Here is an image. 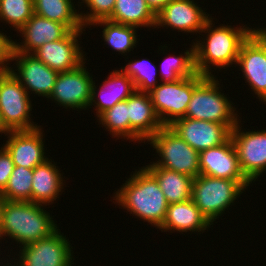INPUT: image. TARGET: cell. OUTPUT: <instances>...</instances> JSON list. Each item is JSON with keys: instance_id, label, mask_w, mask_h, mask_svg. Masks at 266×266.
<instances>
[{"instance_id": "ac0fdd59", "label": "cell", "mask_w": 266, "mask_h": 266, "mask_svg": "<svg viewBox=\"0 0 266 266\" xmlns=\"http://www.w3.org/2000/svg\"><path fill=\"white\" fill-rule=\"evenodd\" d=\"M40 127L32 130L10 131L7 134L8 140L3 146L10 153L15 166L34 169L48 159L44 155V136Z\"/></svg>"}, {"instance_id": "4316f807", "label": "cell", "mask_w": 266, "mask_h": 266, "mask_svg": "<svg viewBox=\"0 0 266 266\" xmlns=\"http://www.w3.org/2000/svg\"><path fill=\"white\" fill-rule=\"evenodd\" d=\"M97 24L104 26L102 37L106 42L105 45H110L116 52L126 55L136 47V43H138L136 27L116 23L108 19L96 21L91 25L95 26Z\"/></svg>"}, {"instance_id": "9c48e42d", "label": "cell", "mask_w": 266, "mask_h": 266, "mask_svg": "<svg viewBox=\"0 0 266 266\" xmlns=\"http://www.w3.org/2000/svg\"><path fill=\"white\" fill-rule=\"evenodd\" d=\"M236 64L253 93L266 104V27L255 29L242 44Z\"/></svg>"}, {"instance_id": "9a60e30c", "label": "cell", "mask_w": 266, "mask_h": 266, "mask_svg": "<svg viewBox=\"0 0 266 266\" xmlns=\"http://www.w3.org/2000/svg\"><path fill=\"white\" fill-rule=\"evenodd\" d=\"M169 127L198 152L224 144L231 137L224 124L187 117L176 119Z\"/></svg>"}, {"instance_id": "7402d4cb", "label": "cell", "mask_w": 266, "mask_h": 266, "mask_svg": "<svg viewBox=\"0 0 266 266\" xmlns=\"http://www.w3.org/2000/svg\"><path fill=\"white\" fill-rule=\"evenodd\" d=\"M212 224L207 218L201 213L198 207L194 204L192 199L169 204L167 213L162 226L164 232L170 230V232H201L210 228Z\"/></svg>"}, {"instance_id": "603a6c76", "label": "cell", "mask_w": 266, "mask_h": 266, "mask_svg": "<svg viewBox=\"0 0 266 266\" xmlns=\"http://www.w3.org/2000/svg\"><path fill=\"white\" fill-rule=\"evenodd\" d=\"M56 165L47 159L33 169L31 202L47 206L59 198L65 180Z\"/></svg>"}, {"instance_id": "ba28073f", "label": "cell", "mask_w": 266, "mask_h": 266, "mask_svg": "<svg viewBox=\"0 0 266 266\" xmlns=\"http://www.w3.org/2000/svg\"><path fill=\"white\" fill-rule=\"evenodd\" d=\"M31 111L30 95L10 71H5L0 77V113L5 127L9 131L38 128Z\"/></svg>"}, {"instance_id": "d6a6232c", "label": "cell", "mask_w": 266, "mask_h": 266, "mask_svg": "<svg viewBox=\"0 0 266 266\" xmlns=\"http://www.w3.org/2000/svg\"><path fill=\"white\" fill-rule=\"evenodd\" d=\"M82 2L78 3H85L87 9L90 10L88 13H81L80 12V19L83 26L86 28L91 26L96 21L102 19H108L112 13L115 6L116 0H81ZM88 25V26H87Z\"/></svg>"}, {"instance_id": "e575fe53", "label": "cell", "mask_w": 266, "mask_h": 266, "mask_svg": "<svg viewBox=\"0 0 266 266\" xmlns=\"http://www.w3.org/2000/svg\"><path fill=\"white\" fill-rule=\"evenodd\" d=\"M10 36L0 31V69L9 71V66L13 56L14 51V42L12 39H9ZM9 65V66H8Z\"/></svg>"}, {"instance_id": "7c38bea8", "label": "cell", "mask_w": 266, "mask_h": 266, "mask_svg": "<svg viewBox=\"0 0 266 266\" xmlns=\"http://www.w3.org/2000/svg\"><path fill=\"white\" fill-rule=\"evenodd\" d=\"M239 124L232 129L231 139L241 171L252 183L266 171V130L243 132Z\"/></svg>"}, {"instance_id": "8d00e7d4", "label": "cell", "mask_w": 266, "mask_h": 266, "mask_svg": "<svg viewBox=\"0 0 266 266\" xmlns=\"http://www.w3.org/2000/svg\"><path fill=\"white\" fill-rule=\"evenodd\" d=\"M10 131L5 127L3 121H2V117H1V113H0V133H4V135L6 136Z\"/></svg>"}, {"instance_id": "cb8c5ba5", "label": "cell", "mask_w": 266, "mask_h": 266, "mask_svg": "<svg viewBox=\"0 0 266 266\" xmlns=\"http://www.w3.org/2000/svg\"><path fill=\"white\" fill-rule=\"evenodd\" d=\"M157 180L169 204L185 202L192 198V177L149 164L144 166Z\"/></svg>"}, {"instance_id": "d4e9b609", "label": "cell", "mask_w": 266, "mask_h": 266, "mask_svg": "<svg viewBox=\"0 0 266 266\" xmlns=\"http://www.w3.org/2000/svg\"><path fill=\"white\" fill-rule=\"evenodd\" d=\"M108 20L136 28H155L156 15L146 0H116L113 13Z\"/></svg>"}, {"instance_id": "8992f818", "label": "cell", "mask_w": 266, "mask_h": 266, "mask_svg": "<svg viewBox=\"0 0 266 266\" xmlns=\"http://www.w3.org/2000/svg\"><path fill=\"white\" fill-rule=\"evenodd\" d=\"M156 149L160 159L156 166L196 178L200 175L199 152L193 149L169 126H163L147 143Z\"/></svg>"}, {"instance_id": "e0dca14e", "label": "cell", "mask_w": 266, "mask_h": 266, "mask_svg": "<svg viewBox=\"0 0 266 266\" xmlns=\"http://www.w3.org/2000/svg\"><path fill=\"white\" fill-rule=\"evenodd\" d=\"M200 174L235 181H249L239 165L231 137L224 143L199 152Z\"/></svg>"}, {"instance_id": "5b68a950", "label": "cell", "mask_w": 266, "mask_h": 266, "mask_svg": "<svg viewBox=\"0 0 266 266\" xmlns=\"http://www.w3.org/2000/svg\"><path fill=\"white\" fill-rule=\"evenodd\" d=\"M216 76H207L194 90L184 117L226 125L231 131L241 122L233 103L219 90Z\"/></svg>"}, {"instance_id": "3957f363", "label": "cell", "mask_w": 266, "mask_h": 266, "mask_svg": "<svg viewBox=\"0 0 266 266\" xmlns=\"http://www.w3.org/2000/svg\"><path fill=\"white\" fill-rule=\"evenodd\" d=\"M44 207L31 201L6 200L0 219V239L8 236L22 247L51 236L58 227Z\"/></svg>"}, {"instance_id": "83f0119b", "label": "cell", "mask_w": 266, "mask_h": 266, "mask_svg": "<svg viewBox=\"0 0 266 266\" xmlns=\"http://www.w3.org/2000/svg\"><path fill=\"white\" fill-rule=\"evenodd\" d=\"M192 44V48L186 50L184 55L169 56L162 62L160 70L162 83L174 82L197 73L195 69L194 43Z\"/></svg>"}, {"instance_id": "5bb4252c", "label": "cell", "mask_w": 266, "mask_h": 266, "mask_svg": "<svg viewBox=\"0 0 266 266\" xmlns=\"http://www.w3.org/2000/svg\"><path fill=\"white\" fill-rule=\"evenodd\" d=\"M83 31H69L62 39L46 42L32 53L58 73L73 70L87 60L78 42Z\"/></svg>"}, {"instance_id": "8fae6325", "label": "cell", "mask_w": 266, "mask_h": 266, "mask_svg": "<svg viewBox=\"0 0 266 266\" xmlns=\"http://www.w3.org/2000/svg\"><path fill=\"white\" fill-rule=\"evenodd\" d=\"M84 61L77 68L59 73L48 99L66 109H87L91 101L93 77L86 70ZM76 108V109H75Z\"/></svg>"}, {"instance_id": "7a4b0ae2", "label": "cell", "mask_w": 266, "mask_h": 266, "mask_svg": "<svg viewBox=\"0 0 266 266\" xmlns=\"http://www.w3.org/2000/svg\"><path fill=\"white\" fill-rule=\"evenodd\" d=\"M125 182L115 192V203L159 229L165 220L169 203L156 178L145 167H141Z\"/></svg>"}, {"instance_id": "f35d334b", "label": "cell", "mask_w": 266, "mask_h": 266, "mask_svg": "<svg viewBox=\"0 0 266 266\" xmlns=\"http://www.w3.org/2000/svg\"><path fill=\"white\" fill-rule=\"evenodd\" d=\"M6 70L0 69V77Z\"/></svg>"}, {"instance_id": "52a82bcc", "label": "cell", "mask_w": 266, "mask_h": 266, "mask_svg": "<svg viewBox=\"0 0 266 266\" xmlns=\"http://www.w3.org/2000/svg\"><path fill=\"white\" fill-rule=\"evenodd\" d=\"M207 76L196 73L174 82L159 83L149 92L154 110L163 126L171 125L176 119L185 116L193 90Z\"/></svg>"}, {"instance_id": "6da1fadb", "label": "cell", "mask_w": 266, "mask_h": 266, "mask_svg": "<svg viewBox=\"0 0 266 266\" xmlns=\"http://www.w3.org/2000/svg\"><path fill=\"white\" fill-rule=\"evenodd\" d=\"M212 19L207 21L201 31L207 33L206 38H202L203 41L193 42L195 69L198 74L204 76H214L210 71L212 66H216V69L219 67L225 69L237 63L242 44L255 30L246 25L234 28L228 24L212 28L214 27Z\"/></svg>"}, {"instance_id": "f546056e", "label": "cell", "mask_w": 266, "mask_h": 266, "mask_svg": "<svg viewBox=\"0 0 266 266\" xmlns=\"http://www.w3.org/2000/svg\"><path fill=\"white\" fill-rule=\"evenodd\" d=\"M33 169L15 166L2 192L7 201H31Z\"/></svg>"}, {"instance_id": "484cf974", "label": "cell", "mask_w": 266, "mask_h": 266, "mask_svg": "<svg viewBox=\"0 0 266 266\" xmlns=\"http://www.w3.org/2000/svg\"><path fill=\"white\" fill-rule=\"evenodd\" d=\"M73 0H33L34 13L64 24L70 31L84 30Z\"/></svg>"}, {"instance_id": "ffe728a7", "label": "cell", "mask_w": 266, "mask_h": 266, "mask_svg": "<svg viewBox=\"0 0 266 266\" xmlns=\"http://www.w3.org/2000/svg\"><path fill=\"white\" fill-rule=\"evenodd\" d=\"M70 30L62 23L34 15L19 30L24 41L14 42L15 52L32 53L46 42L62 39ZM22 44V45H21Z\"/></svg>"}, {"instance_id": "d590c367", "label": "cell", "mask_w": 266, "mask_h": 266, "mask_svg": "<svg viewBox=\"0 0 266 266\" xmlns=\"http://www.w3.org/2000/svg\"><path fill=\"white\" fill-rule=\"evenodd\" d=\"M171 0H146L147 5L156 15Z\"/></svg>"}, {"instance_id": "277c9868", "label": "cell", "mask_w": 266, "mask_h": 266, "mask_svg": "<svg viewBox=\"0 0 266 266\" xmlns=\"http://www.w3.org/2000/svg\"><path fill=\"white\" fill-rule=\"evenodd\" d=\"M250 184V181H235L200 174L193 179L191 199L213 224Z\"/></svg>"}, {"instance_id": "2e32d148", "label": "cell", "mask_w": 266, "mask_h": 266, "mask_svg": "<svg viewBox=\"0 0 266 266\" xmlns=\"http://www.w3.org/2000/svg\"><path fill=\"white\" fill-rule=\"evenodd\" d=\"M210 18L194 0H171L156 14L155 28L166 26L197 35Z\"/></svg>"}, {"instance_id": "74e56055", "label": "cell", "mask_w": 266, "mask_h": 266, "mask_svg": "<svg viewBox=\"0 0 266 266\" xmlns=\"http://www.w3.org/2000/svg\"><path fill=\"white\" fill-rule=\"evenodd\" d=\"M5 197L2 195V192H0V219H1V213H2V208H3V204L5 202Z\"/></svg>"}, {"instance_id": "d6986e66", "label": "cell", "mask_w": 266, "mask_h": 266, "mask_svg": "<svg viewBox=\"0 0 266 266\" xmlns=\"http://www.w3.org/2000/svg\"><path fill=\"white\" fill-rule=\"evenodd\" d=\"M128 118L129 139L134 142L145 143L163 127L149 93L135 91L128 97Z\"/></svg>"}, {"instance_id": "ab89813d", "label": "cell", "mask_w": 266, "mask_h": 266, "mask_svg": "<svg viewBox=\"0 0 266 266\" xmlns=\"http://www.w3.org/2000/svg\"><path fill=\"white\" fill-rule=\"evenodd\" d=\"M3 266H12V264L8 262L6 265H3Z\"/></svg>"}, {"instance_id": "4fadbf2b", "label": "cell", "mask_w": 266, "mask_h": 266, "mask_svg": "<svg viewBox=\"0 0 266 266\" xmlns=\"http://www.w3.org/2000/svg\"><path fill=\"white\" fill-rule=\"evenodd\" d=\"M14 60L17 69L10 67L9 71L22 84L28 95L33 91L38 96L49 98L59 73L41 62L33 53L13 51L11 61Z\"/></svg>"}, {"instance_id": "1f68e13d", "label": "cell", "mask_w": 266, "mask_h": 266, "mask_svg": "<svg viewBox=\"0 0 266 266\" xmlns=\"http://www.w3.org/2000/svg\"><path fill=\"white\" fill-rule=\"evenodd\" d=\"M34 15L33 0H0V20L18 32Z\"/></svg>"}, {"instance_id": "30bf717a", "label": "cell", "mask_w": 266, "mask_h": 266, "mask_svg": "<svg viewBox=\"0 0 266 266\" xmlns=\"http://www.w3.org/2000/svg\"><path fill=\"white\" fill-rule=\"evenodd\" d=\"M59 230L47 238L20 247L19 261L12 266H73V248Z\"/></svg>"}, {"instance_id": "44dd1931", "label": "cell", "mask_w": 266, "mask_h": 266, "mask_svg": "<svg viewBox=\"0 0 266 266\" xmlns=\"http://www.w3.org/2000/svg\"><path fill=\"white\" fill-rule=\"evenodd\" d=\"M100 86L101 89L98 91L95 82H93L89 105V108H91L90 106L96 105L94 107L97 117L105 110L112 108L118 102L126 100L136 91L133 80L121 70L112 71ZM97 96L98 99L96 98Z\"/></svg>"}, {"instance_id": "4dcf8cb0", "label": "cell", "mask_w": 266, "mask_h": 266, "mask_svg": "<svg viewBox=\"0 0 266 266\" xmlns=\"http://www.w3.org/2000/svg\"><path fill=\"white\" fill-rule=\"evenodd\" d=\"M97 118L112 137L129 140L128 98L105 110Z\"/></svg>"}, {"instance_id": "f1b7e54d", "label": "cell", "mask_w": 266, "mask_h": 266, "mask_svg": "<svg viewBox=\"0 0 266 266\" xmlns=\"http://www.w3.org/2000/svg\"><path fill=\"white\" fill-rule=\"evenodd\" d=\"M120 70L133 80L138 92L149 93L159 85L158 80H156L158 70L150 60H132Z\"/></svg>"}, {"instance_id": "836d02e7", "label": "cell", "mask_w": 266, "mask_h": 266, "mask_svg": "<svg viewBox=\"0 0 266 266\" xmlns=\"http://www.w3.org/2000/svg\"><path fill=\"white\" fill-rule=\"evenodd\" d=\"M15 165L13 163L10 153L6 148L1 146L0 149V192H3L8 185L10 175L14 169Z\"/></svg>"}]
</instances>
